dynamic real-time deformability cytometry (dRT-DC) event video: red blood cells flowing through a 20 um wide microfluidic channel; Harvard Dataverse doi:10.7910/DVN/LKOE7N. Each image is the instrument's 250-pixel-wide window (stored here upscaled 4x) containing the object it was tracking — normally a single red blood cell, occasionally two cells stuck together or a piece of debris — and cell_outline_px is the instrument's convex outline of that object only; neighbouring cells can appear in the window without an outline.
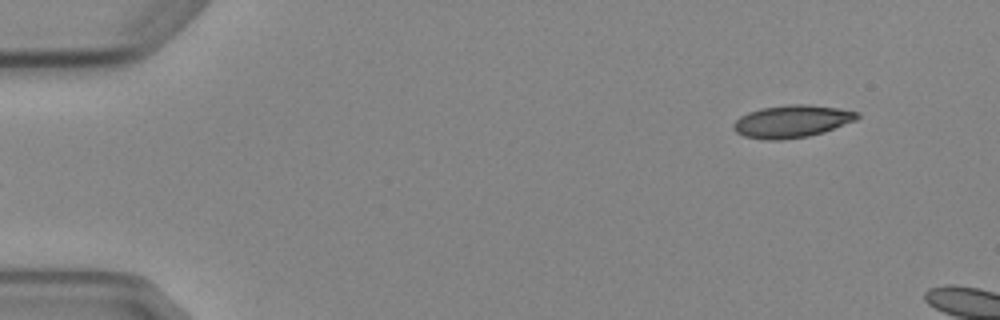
{"species": "Egyptian fruit bat (a non-hibernating species)", "species_latin": "Rousettus aegyptiacus", "temperature_condition": "cold", "stored_images_in_passage": 2, "camera_frame_rate_fps": 3000, "um_per_image_px": 0.085, "animal": {"sex": "female"}, "frame": {"image": 1, "passage_image": 1, "time_ms": 0.0, "image_size_px": [1000, 320], "cell_outline_px": [[860, 116], [856, 120], [824, 132], [808, 136], [780, 140], [764, 140], [744, 136], [736, 132], [732, 128], [732, 124], [740, 116], [748, 112], [760, 108], [788, 104], [808, 104], [840, 108], [860, 112]], "centroid_in_image_um": [67.31, 10.31], "position_along_channel_um": 17.7, "area_um2": 23.64}}